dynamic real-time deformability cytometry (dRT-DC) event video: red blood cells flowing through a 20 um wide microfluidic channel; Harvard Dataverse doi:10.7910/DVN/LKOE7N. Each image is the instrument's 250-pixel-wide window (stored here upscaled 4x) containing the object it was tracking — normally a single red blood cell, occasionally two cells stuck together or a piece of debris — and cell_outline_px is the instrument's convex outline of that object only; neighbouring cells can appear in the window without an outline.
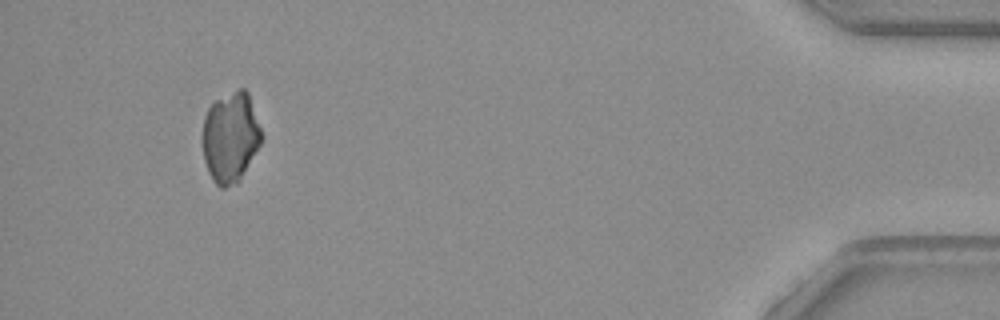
{"species": "common noctule bat (a hibernating species)", "species_latin": "Nyctalus noctula", "temperature_condition": "warm", "stored_images_in_passage": 45, "camera_frame_rate_fps": 3000, "um_per_image_px": 0.085, "animal": {"sex": "female", "body_mass_g": 19.3, "forearm_length_mm": 54.1}, "frame": {"image": 1, "passage_image": 41, "time_ms": 13.333, "image_size_px": [1000, 320], "cell_outline_px": [[264, 140], [240, 180], [236, 184], [224, 188], [220, 188], [212, 180], [208, 172], [204, 160], [200, 140], [200, 136], [204, 116], [208, 108], [216, 100], [236, 88], [244, 88], [248, 92], [264, 136]], "centroid_in_image_um": [19.58, 11.67], "position_along_channel_um": 415.6, "area_um2": 32.08}}